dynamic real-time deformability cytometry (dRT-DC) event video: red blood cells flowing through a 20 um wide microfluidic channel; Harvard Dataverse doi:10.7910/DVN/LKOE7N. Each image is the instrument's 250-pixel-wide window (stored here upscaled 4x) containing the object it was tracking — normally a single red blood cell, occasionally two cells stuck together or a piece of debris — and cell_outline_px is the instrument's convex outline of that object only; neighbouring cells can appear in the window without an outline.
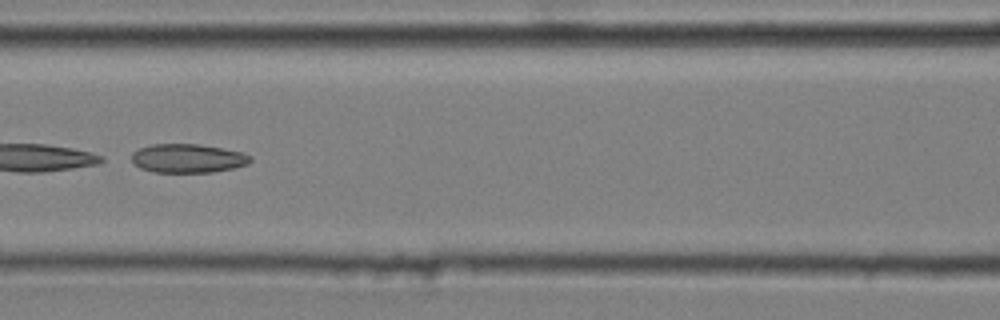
{"species": "common noctule bat (a hibernating species)", "species_latin": "Nyctalus noctula", "temperature_condition": "cold", "stored_images_in_passage": 13, "camera_frame_rate_fps": 3000, "um_per_image_px": 0.085, "animal": {"sex": "male", "body_mass_g": 20.4}, "frame": {"image": 1, "passage_image": 6, "time_ms": 1.667, "image_size_px": [1000, 320], "cell_outline_px": [[252, 160], [248, 164], [232, 168], [212, 172], [152, 172], [140, 168], [132, 160], [132, 152], [140, 148], [152, 144], [200, 144], [240, 152], [252, 156]], "centroid_in_image_um": [15.95, 13.46], "position_along_channel_um": 150.6, "area_um2": 19.83}}
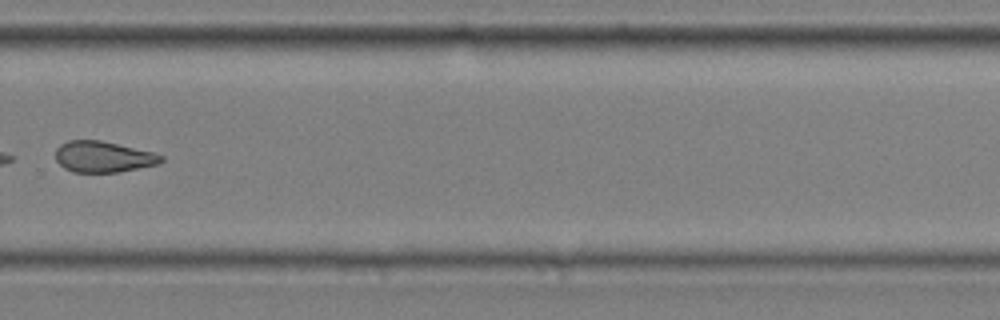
{"frame": {"image": 2, "passage_image": 10, "time_ms": 3.0, "image_size_px": [1000, 320], "cell_outline_px": [[164, 160], [160, 164], [120, 172], [72, 172], [64, 168], [56, 160], [56, 148], [60, 144], [68, 140], [100, 140], [152, 152], [164, 156]], "centroid_in_image_um": [8.78, 13.33], "position_along_channel_um": 321.0, "area_um2": 19.19}}
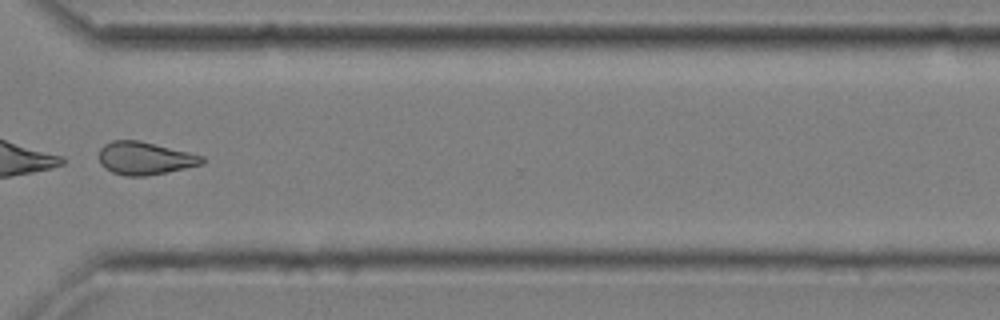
{"frame": {"image": 3, "passage_image": 11, "time_ms": 3.333, "image_size_px": [1000, 320], "cell_outline_px": [[204, 164], [168, 172], [148, 176], [124, 176], [112, 172], [104, 168], [100, 164], [100, 148], [104, 144], [112, 140], [140, 140], [204, 156]], "centroid_in_image_um": [12.31, 13.46], "position_along_channel_um": 358.3, "area_um2": 19.88}}